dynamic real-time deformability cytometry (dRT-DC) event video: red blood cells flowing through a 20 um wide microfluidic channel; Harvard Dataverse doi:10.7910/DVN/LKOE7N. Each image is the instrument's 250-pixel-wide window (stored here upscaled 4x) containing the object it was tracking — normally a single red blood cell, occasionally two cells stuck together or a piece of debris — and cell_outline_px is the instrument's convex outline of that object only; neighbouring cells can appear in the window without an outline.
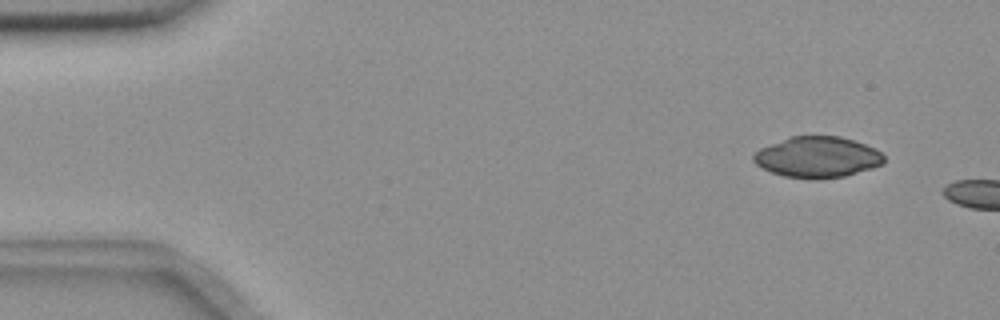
{"species": "common noctule bat (a hibernating species)", "species_latin": "Nyctalus noctula", "temperature_condition": "room temperature", "stored_images_in_passage": 2, "camera_frame_rate_fps": 3000, "um_per_image_px": 0.085, "animal": {"sex": "female", "body_mass_g": 18.4}, "frame": {"image": 1, "passage_image": 1, "time_ms": 0.0, "image_size_px": [1000, 320], "cell_outline_px": [[884, 164], [872, 168], [844, 176], [820, 180], [812, 180], [784, 176], [772, 172], [756, 164], [752, 160], [752, 156], [760, 148], [792, 136], [840, 136], [876, 148], [884, 156]], "centroid_in_image_um": [69.49, 13.37], "position_along_channel_um": 15.5, "area_um2": 31.15}}